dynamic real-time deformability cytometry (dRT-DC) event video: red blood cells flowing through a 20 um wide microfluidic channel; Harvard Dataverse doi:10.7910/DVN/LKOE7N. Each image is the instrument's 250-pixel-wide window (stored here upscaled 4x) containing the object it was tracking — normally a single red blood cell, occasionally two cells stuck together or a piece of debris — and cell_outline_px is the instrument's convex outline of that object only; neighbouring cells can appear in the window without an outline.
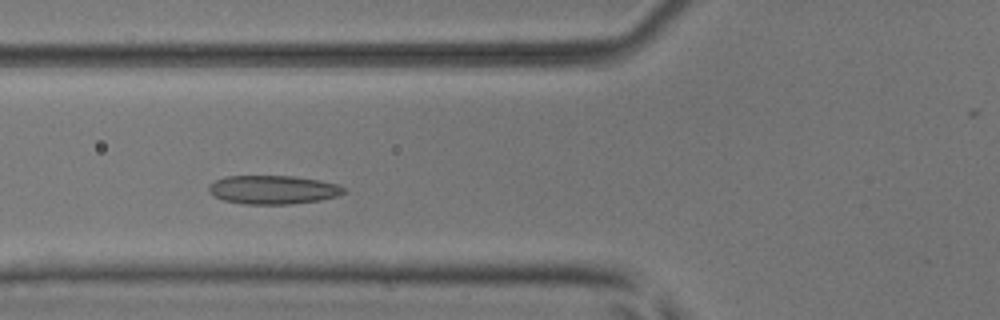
{"species": "common noctule bat (a hibernating species)", "species_latin": "Nyctalus noctula", "temperature_condition": "room temperature", "stored_images_in_passage": 38, "camera_frame_rate_fps": 3000, "um_per_image_px": 0.085, "animal": {"sex": "male", "body_mass_g": 17.9, "forearm_length_mm": 54.2}, "frame": {"image": 1, "passage_image": 12, "time_ms": 3.667, "image_size_px": [1000, 320], "cell_outline_px": [[348, 192], [336, 196], [320, 200], [292, 204], [244, 204], [224, 200], [212, 196], [208, 192], [208, 184], [224, 176], [292, 176], [320, 180], [336, 184], [348, 188]], "centroid_in_image_um": [23.21, 16.13], "position_along_channel_um": 102.6, "area_um2": 22.83}}
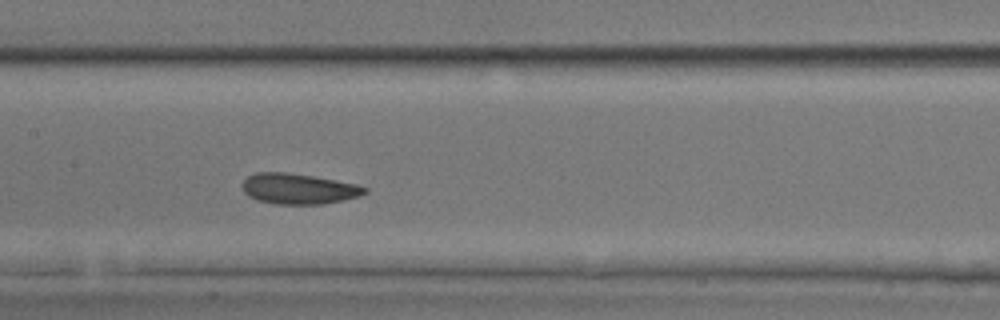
{"frame": {"image": 2, "passage_image": 18, "time_ms": 5.667, "image_size_px": [1000, 320], "cell_outline_px": [[368, 192], [360, 196], [344, 200], [320, 204], [276, 204], [256, 200], [248, 196], [244, 192], [244, 180], [248, 176], [256, 172], [288, 172], [336, 180], [356, 184], [368, 188]], "centroid_in_image_um": [25.4, 16.05], "position_along_channel_um": 182.0, "area_um2": 21.79}}
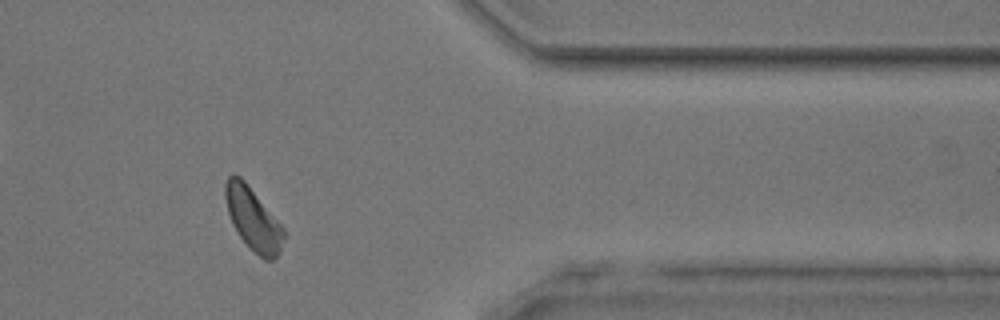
{"frame": {"image": 3, "passage_image": 35, "time_ms": 11.333, "image_size_px": [1000, 320], "cell_outline_px": [[284, 236], [280, 252], [272, 260], [264, 260], [240, 236], [232, 224], [228, 212], [224, 196], [224, 184], [228, 176], [232, 172], [240, 176], [244, 180], [284, 228]], "centroid_in_image_um": [21.48, 18.57], "position_along_channel_um": 389.9, "area_um2": 20.98}}